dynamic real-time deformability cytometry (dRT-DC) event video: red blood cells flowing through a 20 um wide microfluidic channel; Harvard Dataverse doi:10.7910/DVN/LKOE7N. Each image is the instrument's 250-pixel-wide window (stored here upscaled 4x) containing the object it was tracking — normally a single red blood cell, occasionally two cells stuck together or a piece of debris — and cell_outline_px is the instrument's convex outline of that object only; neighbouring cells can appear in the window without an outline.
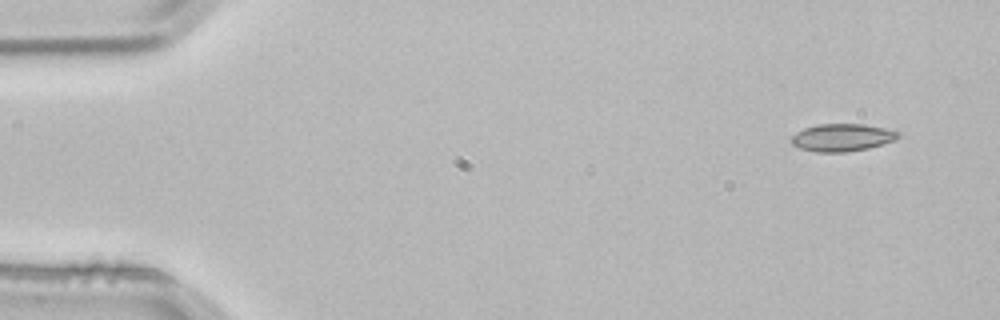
{"species": "common noctule bat (a hibernating species)", "species_latin": "Nyctalus noctula", "temperature_condition": "room temperature", "stored_images_in_passage": 4, "camera_frame_rate_fps": 3000, "um_per_image_px": 0.085, "animal": {"sex": "male", "body_mass_g": 21.5, "forearm_length_mm": 52.0}, "frame": {"image": 1, "passage_image": 1, "time_ms": 0.0, "image_size_px": [1000, 320], "cell_outline_px": [[904, 136], [896, 140], [868, 148], [844, 152], [816, 152], [800, 148], [792, 144], [792, 136], [796, 132], [804, 128], [816, 124], [864, 124], [884, 128], [896, 132]], "centroid_in_image_um": [71.59, 11.68], "position_along_channel_um": 13.4, "area_um2": 17.11}}